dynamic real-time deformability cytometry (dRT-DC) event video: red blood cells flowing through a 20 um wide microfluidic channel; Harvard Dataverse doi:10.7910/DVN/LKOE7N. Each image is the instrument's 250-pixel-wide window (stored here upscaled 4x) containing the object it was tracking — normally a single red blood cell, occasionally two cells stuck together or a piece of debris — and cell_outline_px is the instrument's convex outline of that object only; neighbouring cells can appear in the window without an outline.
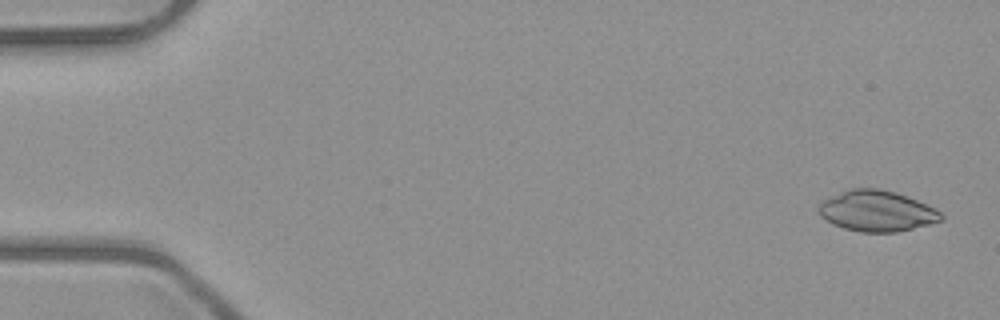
{"species": "common noctule bat (a hibernating species)", "species_latin": "Nyctalus noctula", "temperature_condition": "room temperature", "stored_images_in_passage": 5, "camera_frame_rate_fps": 3000, "um_per_image_px": 0.085, "animal": {"sex": "male", "body_mass_g": 23.1, "forearm_length_mm": 52.7}, "frame": {"image": 1, "passage_image": 1, "time_ms": 0.0, "image_size_px": [1000, 320], "cell_outline_px": [[944, 220], [896, 232], [860, 232], [844, 228], [832, 224], [820, 216], [816, 208], [824, 200], [840, 192], [852, 188], [880, 188], [896, 192], [908, 196], [936, 208], [944, 216]], "centroid_in_image_um": [74.53, 17.93], "position_along_channel_um": 10.5, "area_um2": 29.25}}